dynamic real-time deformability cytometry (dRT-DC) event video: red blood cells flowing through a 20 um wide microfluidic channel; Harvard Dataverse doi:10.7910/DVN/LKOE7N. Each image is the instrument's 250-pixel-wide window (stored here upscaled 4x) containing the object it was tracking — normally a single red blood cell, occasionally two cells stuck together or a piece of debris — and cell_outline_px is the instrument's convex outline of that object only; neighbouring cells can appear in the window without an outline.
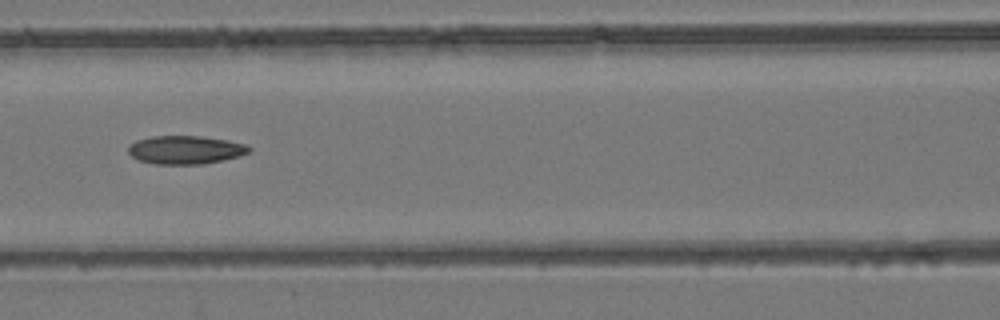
{"species": "common noctule bat (a hibernating species)", "species_latin": "Nyctalus noctula", "temperature_condition": "room temperature", "stored_images_in_passage": 8, "camera_frame_rate_fps": 3000, "um_per_image_px": 0.085, "animal": {"sex": "female", "body_mass_g": 24.6, "forearm_length_mm": 56.2}, "frame": {"image": 1, "passage_image": 8, "time_ms": 2.333, "image_size_px": [1000, 320], "cell_outline_px": [[252, 152], [224, 160], [204, 164], [156, 164], [140, 160], [132, 156], [128, 152], [128, 148], [136, 140], [152, 136], [200, 136], [228, 140], [244, 144], [252, 148]], "centroid_in_image_um": [15.8, 12.74], "position_along_channel_um": 150.8, "area_um2": 19.94}}